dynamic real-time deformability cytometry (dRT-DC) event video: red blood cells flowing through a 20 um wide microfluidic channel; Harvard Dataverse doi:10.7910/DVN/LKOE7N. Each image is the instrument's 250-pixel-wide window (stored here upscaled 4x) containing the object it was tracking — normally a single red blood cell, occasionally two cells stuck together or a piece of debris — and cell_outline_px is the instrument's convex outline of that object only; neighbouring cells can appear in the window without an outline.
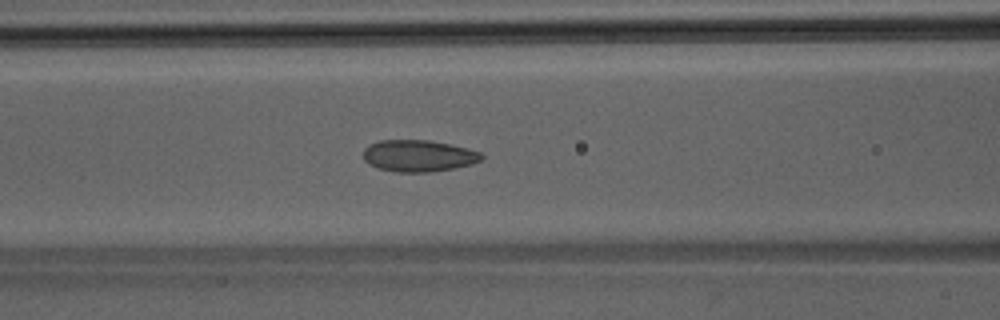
{"species": "Egyptian fruit bat (a non-hibernating species)", "species_latin": "Rousettus aegyptiacus", "temperature_condition": "room temperature", "stored_images_in_passage": 39, "camera_frame_rate_fps": 3000, "um_per_image_px": 0.085, "animal": {"sex": "male"}, "frame": {"image": 1, "passage_image": 13, "time_ms": 4.0, "image_size_px": [1000, 320], "cell_outline_px": [[484, 156], [480, 160], [472, 164], [452, 168], [428, 172], [400, 172], [376, 168], [368, 164], [364, 160], [364, 148], [368, 144], [380, 140], [428, 140], [468, 148], [480, 152]], "centroid_in_image_um": [35.54, 13.24], "position_along_channel_um": 131.1, "area_um2": 21.79}}
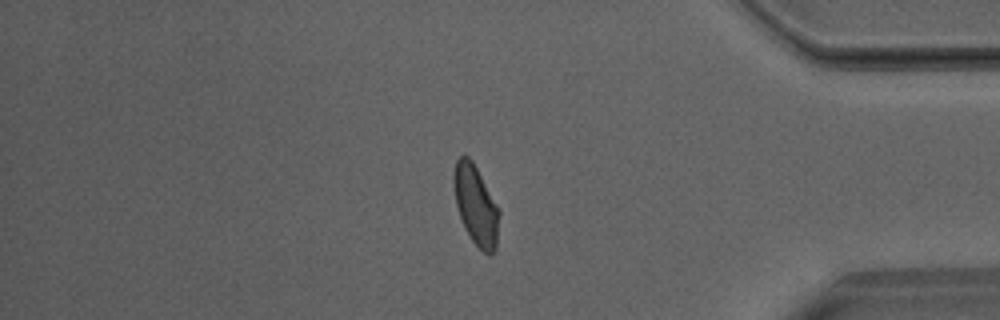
{"frame": {"image": 2, "passage_image": 32, "time_ms": 10.333, "image_size_px": [1000, 320], "cell_outline_px": [[500, 212], [496, 248], [488, 256], [472, 240], [464, 228], [456, 204], [452, 180], [452, 172], [456, 160], [460, 156], [468, 156], [472, 160]], "centroid_in_image_um": [40.42, 17.43], "position_along_channel_um": 394.8, "area_um2": 20.87}}
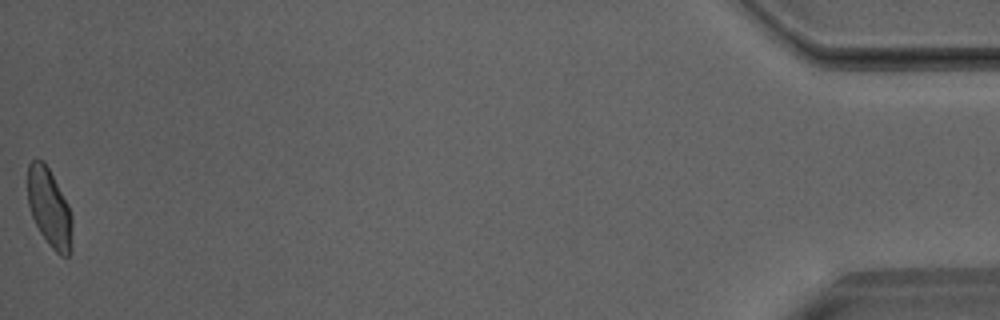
{"frame": {"image": 3, "passage_image": 39, "time_ms": 12.667, "image_size_px": [1000, 320], "cell_outline_px": [[72, 248], [68, 256], [60, 256], [48, 244], [40, 232], [32, 216], [28, 204], [28, 164], [36, 156], [44, 160], [68, 204], [72, 216]], "centroid_in_image_um": [4.2, 17.66], "position_along_channel_um": 431.0, "area_um2": 20.52}}